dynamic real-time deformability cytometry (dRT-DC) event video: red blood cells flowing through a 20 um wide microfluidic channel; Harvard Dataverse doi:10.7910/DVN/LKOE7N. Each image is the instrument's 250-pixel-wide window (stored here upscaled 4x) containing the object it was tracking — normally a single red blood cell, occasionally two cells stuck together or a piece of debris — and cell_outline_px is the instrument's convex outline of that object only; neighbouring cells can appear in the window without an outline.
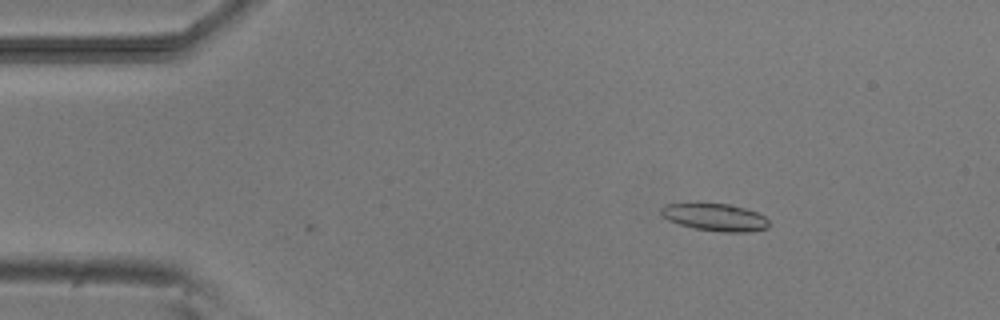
{"species": "common noctule bat (a hibernating species)", "species_latin": "Nyctalus noctula", "temperature_condition": "room temperature", "stored_images_in_passage": 5, "camera_frame_rate_fps": 3000, "um_per_image_px": 0.085, "animal": {"sex": "male", "body_mass_g": 20.5, "forearm_length_mm": 52.5}, "frame": {"image": 1, "passage_image": 3, "time_ms": 2.333, "image_size_px": [1000, 320], "cell_outline_px": [[768, 228], [748, 232], [724, 232], [692, 228], [668, 220], [660, 212], [660, 208], [664, 204], [732, 204], [756, 212], [764, 216], [768, 220]], "centroid_in_image_um": [60.79, 18.47], "position_along_channel_um": 24.2, "area_um2": 17.05}}